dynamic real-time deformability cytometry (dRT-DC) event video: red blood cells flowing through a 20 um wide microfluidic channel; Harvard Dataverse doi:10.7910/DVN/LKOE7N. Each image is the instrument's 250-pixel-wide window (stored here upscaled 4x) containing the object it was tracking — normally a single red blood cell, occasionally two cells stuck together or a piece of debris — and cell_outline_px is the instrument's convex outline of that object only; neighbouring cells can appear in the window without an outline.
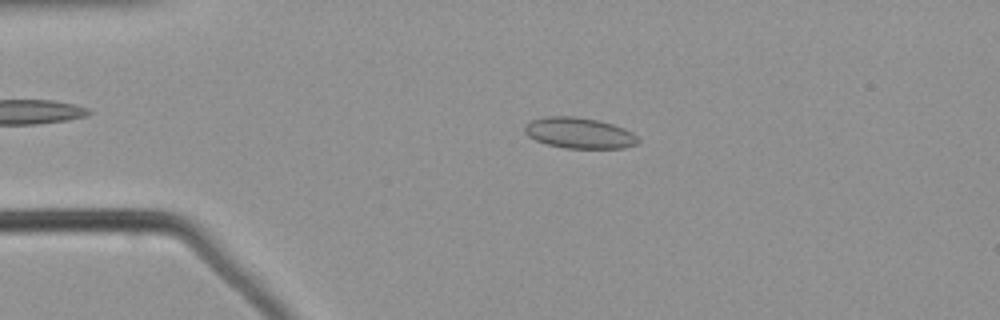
{"species": "common noctule bat (a hibernating species)", "species_latin": "Nyctalus noctula", "temperature_condition": "warm", "stored_images_in_passage": 41, "camera_frame_rate_fps": 3000, "um_per_image_px": 0.085, "animal": {"sex": "male", "body_mass_g": 21.5, "forearm_length_mm": 52.0}, "frame": {"image": 1, "passage_image": 7, "time_ms": 2.0, "image_size_px": [1000, 320], "cell_outline_px": [[640, 140], [636, 144], [624, 148], [564, 148], [548, 144], [536, 140], [528, 136], [524, 132], [524, 128], [532, 120], [544, 116], [576, 116], [596, 120], [612, 124], [624, 128], [632, 132]], "centroid_in_image_um": [49.24, 11.3], "position_along_channel_um": 35.8, "area_um2": 20.29}}
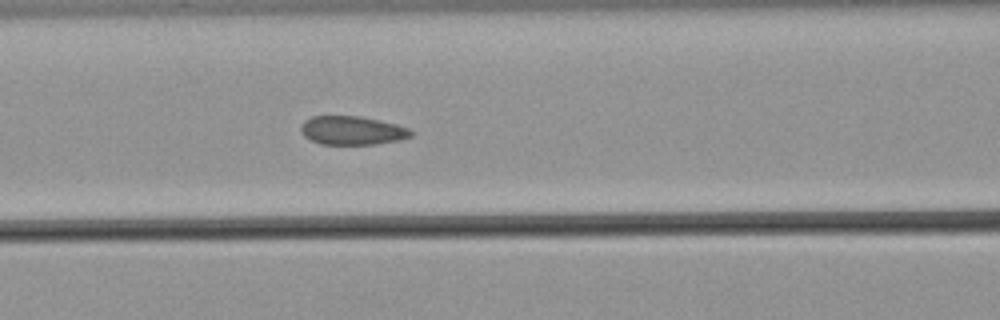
{"frame": {"image": 2, "passage_image": 18, "time_ms": 5.667, "image_size_px": [1000, 320], "cell_outline_px": [[412, 136], [400, 140], [376, 144], [320, 144], [304, 136], [300, 128], [304, 120], [312, 116], [360, 116], [380, 120], [396, 124], [408, 128], [412, 132]], "centroid_in_image_um": [29.94, 11.08], "position_along_channel_um": 136.7, "area_um2": 18.38}}
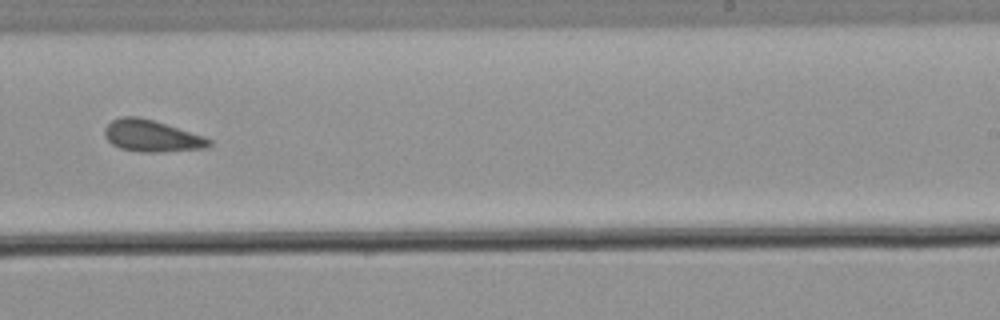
{"frame": {"image": 3, "passage_image": 29, "time_ms": 9.333, "image_size_px": [1000, 320], "cell_outline_px": [[212, 144], [204, 148], [160, 152], [140, 152], [120, 148], [112, 144], [104, 136], [104, 128], [112, 120], [120, 116], [140, 116], [212, 140]], "centroid_in_image_um": [12.81, 11.55], "position_along_channel_um": 276.2, "area_um2": 18.96}}